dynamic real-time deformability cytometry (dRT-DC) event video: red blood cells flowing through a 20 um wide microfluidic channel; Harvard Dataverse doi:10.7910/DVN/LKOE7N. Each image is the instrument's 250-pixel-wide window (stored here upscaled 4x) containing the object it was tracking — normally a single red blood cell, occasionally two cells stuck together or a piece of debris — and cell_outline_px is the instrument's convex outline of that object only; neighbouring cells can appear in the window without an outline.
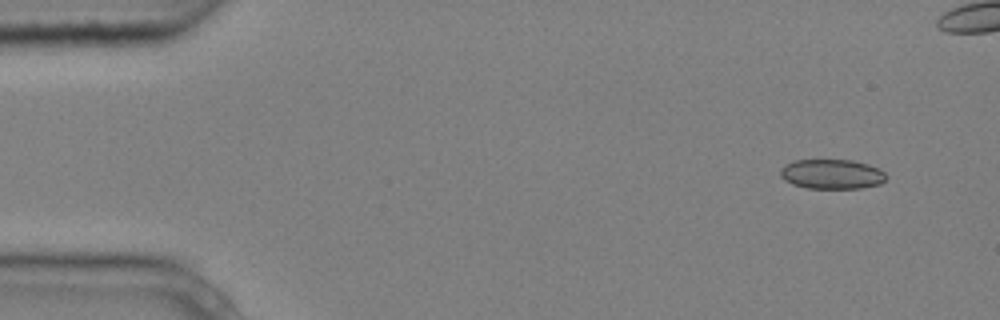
{"species": "common noctule bat (a hibernating species)", "species_latin": "Nyctalus noctula", "temperature_condition": "cold", "stored_images_in_passage": 8, "camera_frame_rate_fps": 3000, "um_per_image_px": 0.085, "animal": {"sex": "male", "body_mass_g": 20.4}, "frame": {"image": 1, "passage_image": 1, "time_ms": 0.0, "image_size_px": [1000, 320], "cell_outline_px": [[888, 176], [880, 184], [860, 188], [808, 188], [792, 184], [784, 180], [780, 176], [780, 168], [784, 164], [796, 160], [852, 160], [868, 164], [880, 168]], "centroid_in_image_um": [70.7, 14.79], "position_along_channel_um": 14.3, "area_um2": 18.44}}
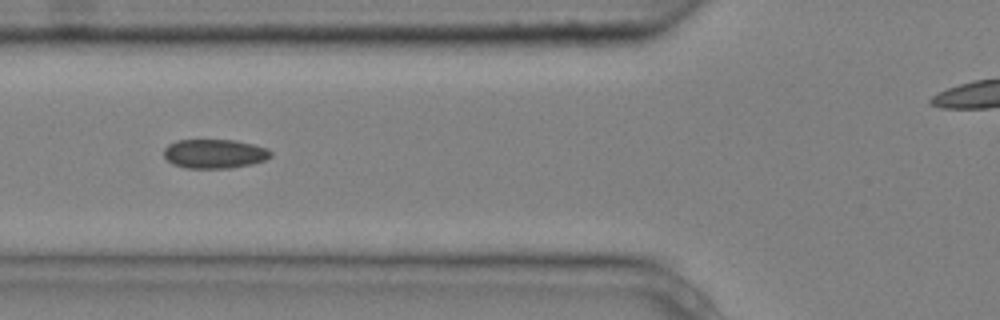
{"frame": {"image": 2, "passage_image": 6, "time_ms": 1.667, "image_size_px": [1000, 320], "cell_outline_px": [[272, 156], [264, 160], [252, 164], [228, 168], [184, 168], [172, 164], [164, 156], [164, 148], [168, 144], [176, 140], [236, 140], [268, 148], [272, 152]], "centroid_in_image_um": [18.23, 13.06], "position_along_channel_um": 107.6, "area_um2": 18.26}}